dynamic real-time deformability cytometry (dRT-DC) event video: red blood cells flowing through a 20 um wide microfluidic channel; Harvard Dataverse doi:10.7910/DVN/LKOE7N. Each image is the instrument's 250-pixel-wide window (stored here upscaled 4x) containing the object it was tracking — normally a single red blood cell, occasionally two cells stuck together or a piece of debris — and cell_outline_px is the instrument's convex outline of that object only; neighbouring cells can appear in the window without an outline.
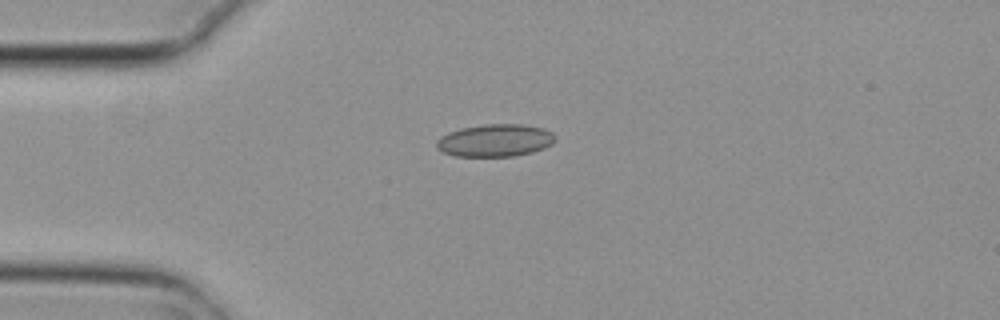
{"species": "common noctule bat (a hibernating species)", "species_latin": "Nyctalus noctula", "temperature_condition": "cold", "stored_images_in_passage": 5, "camera_frame_rate_fps": 3000, "um_per_image_px": 0.085, "animal": {"sex": "female", "body_mass_g": 29.2, "forearm_length_mm": 56.3}, "frame": {"image": 1, "passage_image": 1, "time_ms": 0.0, "image_size_px": [1000, 320], "cell_outline_px": [[556, 140], [552, 144], [544, 148], [532, 152], [512, 156], [456, 156], [440, 152], [436, 148], [436, 140], [440, 136], [448, 132], [460, 128], [484, 124], [524, 124], [544, 128], [552, 132], [556, 136]], "centroid_in_image_um": [42.07, 11.93], "position_along_channel_um": 42.9, "area_um2": 22.77}}
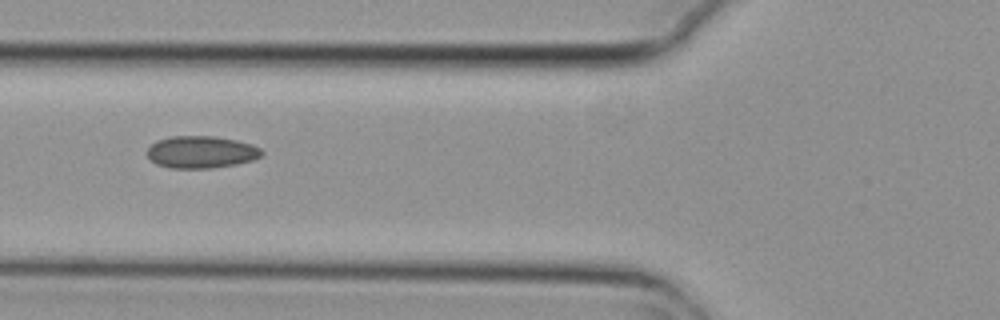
{"frame": {"image": 2, "passage_image": 3, "time_ms": 0.667, "image_size_px": [1000, 320], "cell_outline_px": [[264, 152], [260, 156], [252, 160], [236, 164], [212, 168], [168, 168], [156, 164], [144, 152], [156, 140], [172, 136], [216, 136], [236, 140], [252, 144], [260, 148]], "centroid_in_image_um": [17.08, 12.92], "position_along_channel_um": 108.7, "area_um2": 21.62}}
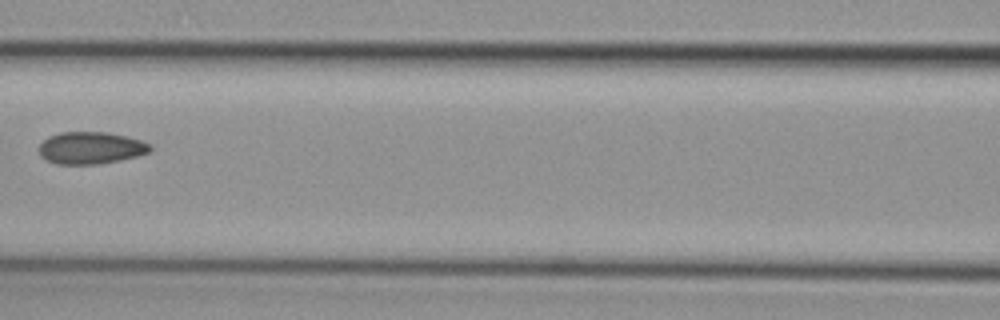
{"frame": {"image": 3, "passage_image": 4, "time_ms": 1.0, "image_size_px": [1000, 320], "cell_outline_px": [[152, 148], [148, 152], [140, 156], [100, 164], [56, 164], [44, 160], [40, 156], [40, 144], [48, 136], [60, 132], [108, 132], [128, 136], [152, 144]], "centroid_in_image_um": [7.73, 12.57], "position_along_channel_um": 158.9, "area_um2": 21.1}}